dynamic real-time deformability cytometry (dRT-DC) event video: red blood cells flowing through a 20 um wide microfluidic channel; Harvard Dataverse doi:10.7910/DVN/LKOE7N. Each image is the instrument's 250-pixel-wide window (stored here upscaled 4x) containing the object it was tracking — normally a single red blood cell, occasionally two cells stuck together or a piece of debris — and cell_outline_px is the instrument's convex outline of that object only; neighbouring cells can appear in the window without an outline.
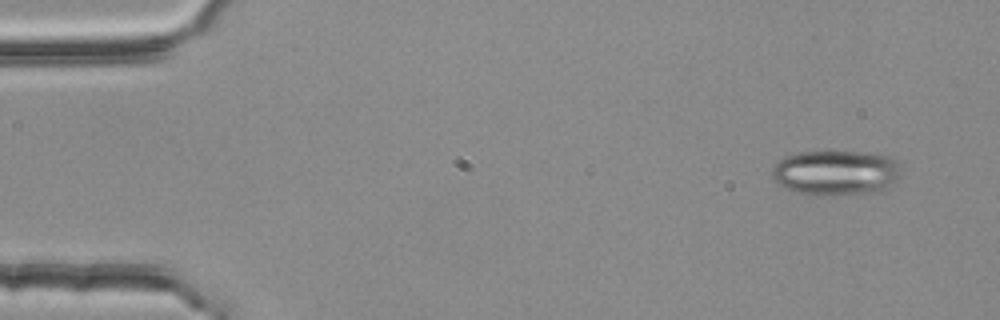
{"species": "common noctule bat (a hibernating species)", "species_latin": "Nyctalus noctula", "temperature_condition": "room temperature", "stored_images_in_passage": 5, "segment_of_instrument_passage": [1, 2], "camera_frame_rate_fps": 3000, "um_per_image_px": 0.085, "animal": {"sex": "female", "body_mass_g": 25.1}, "frame": {"image": 1, "passage_image": 1, "time_ms": 0.0, "image_size_px": [1000, 320], "cell_outline_px": [[900, 172], [896, 180], [884, 192], [800, 192], [788, 188], [780, 184], [772, 176], [772, 168], [784, 156], [800, 152], [864, 152], [892, 156], [896, 160], [900, 168]], "centroid_in_image_um": [71.12, 14.62], "position_along_channel_um": 13.9, "area_um2": 32.77}}